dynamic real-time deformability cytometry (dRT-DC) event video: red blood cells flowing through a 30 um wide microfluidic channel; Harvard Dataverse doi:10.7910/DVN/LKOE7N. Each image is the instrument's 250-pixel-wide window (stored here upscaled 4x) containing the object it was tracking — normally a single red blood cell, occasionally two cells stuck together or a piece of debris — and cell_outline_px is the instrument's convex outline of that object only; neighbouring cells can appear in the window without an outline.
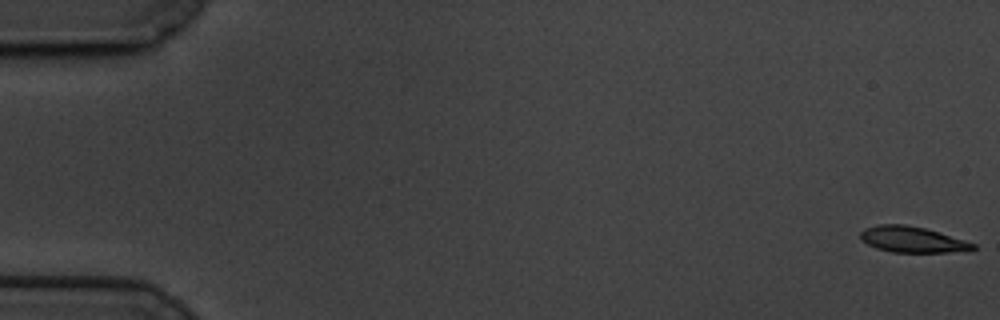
{"species": "common noctule bat (a hibernating species)", "species_latin": "Nyctalus noctula", "temperature_condition": "cold", "stored_images_in_passage": 61, "camera_frame_rate_fps": 3000, "um_per_image_px": 0.085, "animal": {"sex": "male", "body_mass_g": 19.5, "forearm_length_mm": 54.6}, "frame": {"image": 1, "passage_image": 1, "time_ms": 0.0, "image_size_px": [1000, 320], "cell_outline_px": [[976, 248], [948, 252], [892, 252], [876, 248], [860, 240], [860, 232], [864, 228], [880, 224], [904, 224], [924, 228], [964, 240], [976, 244]], "centroid_in_image_um": [77.47, 20.35], "position_along_channel_um": 7.5, "area_um2": 16.76}}
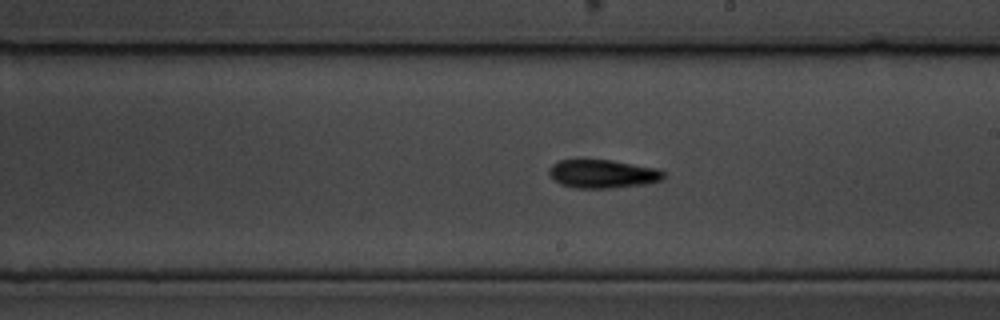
{"frame": {"image": 2, "passage_image": 35, "time_ms": 11.333, "image_size_px": [1000, 320], "cell_outline_px": [[664, 176], [660, 180], [648, 184], [612, 188], [572, 188], [560, 184], [548, 172], [548, 168], [552, 164], [560, 160], [612, 160], [656, 168], [664, 172]], "centroid_in_image_um": [51.22, 14.78], "position_along_channel_um": 237.8, "area_um2": 18.96}}
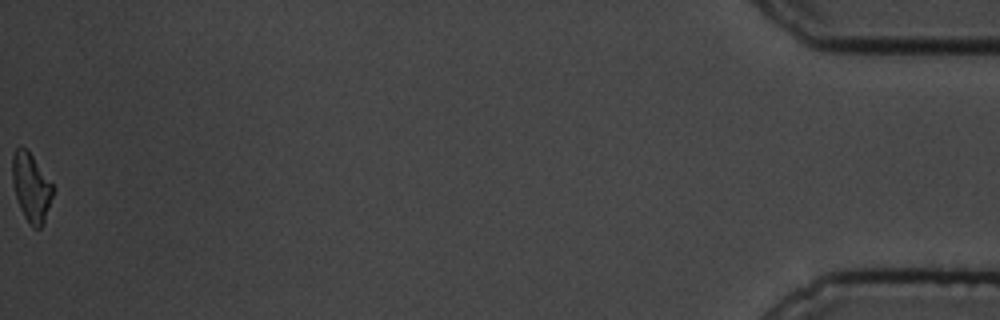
{"frame": {"image": 3, "passage_image": 61, "time_ms": 20.0, "image_size_px": [1000, 320], "cell_outline_px": [[56, 188], [44, 220], [40, 228], [32, 228], [28, 224], [20, 208], [16, 196], [12, 180], [12, 156], [16, 148], [20, 144], [32, 156]], "centroid_in_image_um": [2.66, 15.93], "position_along_channel_um": 432.5, "area_um2": 16.18}, "authors_computed_cell_mechanics": {"area_um2": 17.8602, "velocity_mm_per_s": 3.3514, "shape_relaxation_time_tau1_ms": 2.9289, "shape_relaxation_time_tau2_ms": 8.3213, "deformation_change_tau1": 0.1115, "deformation_change_tau2": 0.1544}}